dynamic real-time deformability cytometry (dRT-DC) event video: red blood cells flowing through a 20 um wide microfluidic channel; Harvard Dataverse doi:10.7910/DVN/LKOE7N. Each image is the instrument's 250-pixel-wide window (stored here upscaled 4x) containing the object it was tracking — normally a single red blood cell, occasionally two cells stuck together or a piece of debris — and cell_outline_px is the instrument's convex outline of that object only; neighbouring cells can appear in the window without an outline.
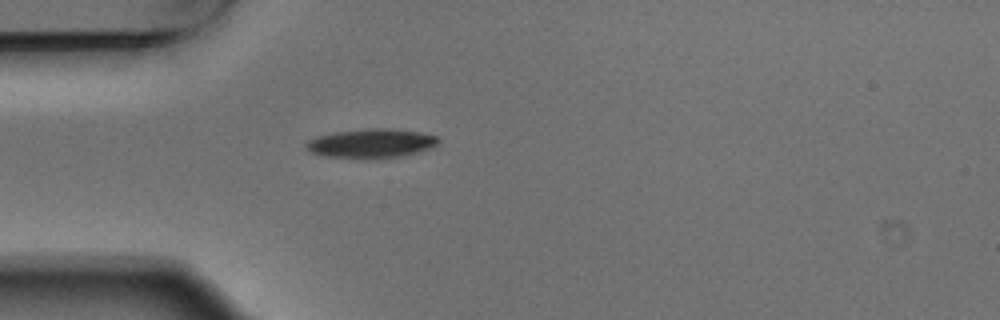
{"species": "Egyptian fruit bat (a non-hibernating species)", "species_latin": "Rousettus aegyptiacus", "temperature_condition": "warm", "stored_images_in_passage": 1, "camera_frame_rate_fps": 3000, "um_per_image_px": 0.085, "animal": {"sex": "male"}, "frame": {"image": 1, "passage_image": 1, "time_ms": 0.0, "image_size_px": [1000, 320], "cell_outline_px": [[440, 140], [436, 144], [428, 148], [400, 156], [324, 156], [312, 152], [304, 148], [304, 144], [308, 140], [316, 136], [336, 132], [376, 128], [392, 128], [416, 132], [436, 136]], "centroid_in_image_um": [31.5, 12.14], "position_along_channel_um": 53.5, "area_um2": 21.27}}